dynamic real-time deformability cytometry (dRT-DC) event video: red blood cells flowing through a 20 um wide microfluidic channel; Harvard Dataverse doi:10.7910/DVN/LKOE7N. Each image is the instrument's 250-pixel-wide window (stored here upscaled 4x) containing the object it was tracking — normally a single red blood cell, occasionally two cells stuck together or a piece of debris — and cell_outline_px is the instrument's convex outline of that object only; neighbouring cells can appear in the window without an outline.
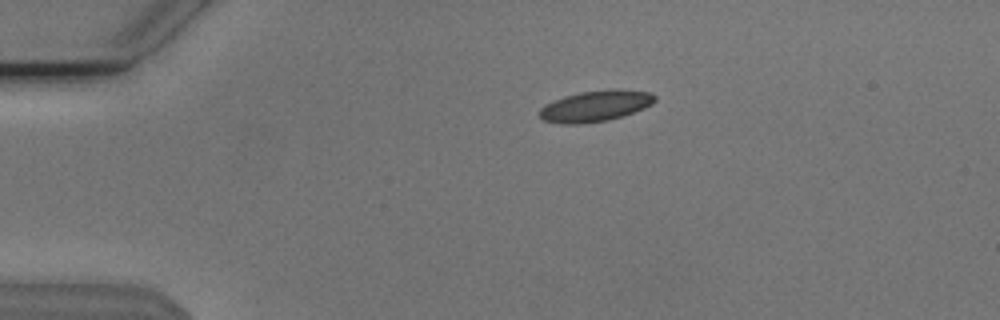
{"species": "Egyptian fruit bat (a non-hibernating species)", "species_latin": "Rousettus aegyptiacus", "temperature_condition": "cold", "stored_images_in_passage": 46, "camera_frame_rate_fps": 3000, "um_per_image_px": 0.085, "animal": {"sex": "male"}, "frame": {"image": 1, "passage_image": 3, "time_ms": 0.667, "image_size_px": [1000, 320], "cell_outline_px": [[656, 100], [652, 104], [644, 108], [608, 120], [580, 124], [564, 124], [544, 120], [540, 116], [540, 108], [544, 104], [552, 100], [564, 96], [580, 92], [648, 92], [656, 96]], "centroid_in_image_um": [50.51, 9.06], "position_along_channel_um": 34.5, "area_um2": 19.83}}
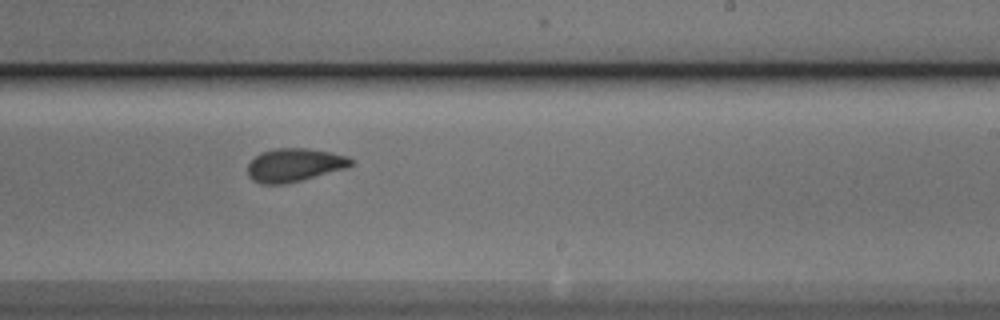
{"frame": {"image": 2, "passage_image": 25, "time_ms": 8.0, "image_size_px": [1000, 320], "cell_outline_px": [[356, 164], [344, 168], [300, 180], [284, 184], [260, 184], [252, 180], [248, 176], [248, 164], [260, 152], [276, 148], [308, 148], [332, 152], [348, 156]], "centroid_in_image_um": [25.01, 14.01], "position_along_channel_um": 264.0, "area_um2": 20.0}}
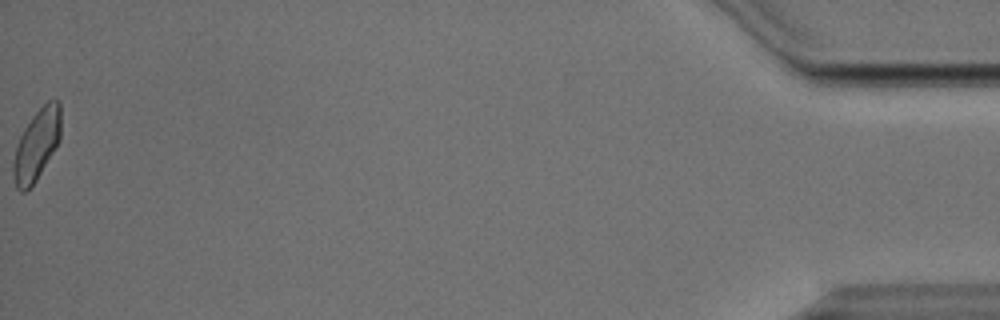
{"frame": {"image": 3, "passage_image": 46, "time_ms": 15.0, "image_size_px": [1000, 320], "cell_outline_px": [[60, 140], [36, 180], [24, 192], [20, 192], [16, 188], [12, 176], [12, 164], [16, 148], [20, 136], [24, 128], [32, 116], [48, 100], [60, 100]], "centroid_in_image_um": [3.1, 12.31], "position_along_channel_um": 432.1, "area_um2": 19.54}, "authors_computed_cell_mechanics": {"area_um2": 20.0277, "velocity_mm_per_s": 3.805, "shape_relaxation_time_tau1_ms": 5.9324, "shape_relaxation_time_tau2_ms": 1.4967, "deformation_change_tau1": 0.1204, "deformation_change_tau2": 0.0663}}